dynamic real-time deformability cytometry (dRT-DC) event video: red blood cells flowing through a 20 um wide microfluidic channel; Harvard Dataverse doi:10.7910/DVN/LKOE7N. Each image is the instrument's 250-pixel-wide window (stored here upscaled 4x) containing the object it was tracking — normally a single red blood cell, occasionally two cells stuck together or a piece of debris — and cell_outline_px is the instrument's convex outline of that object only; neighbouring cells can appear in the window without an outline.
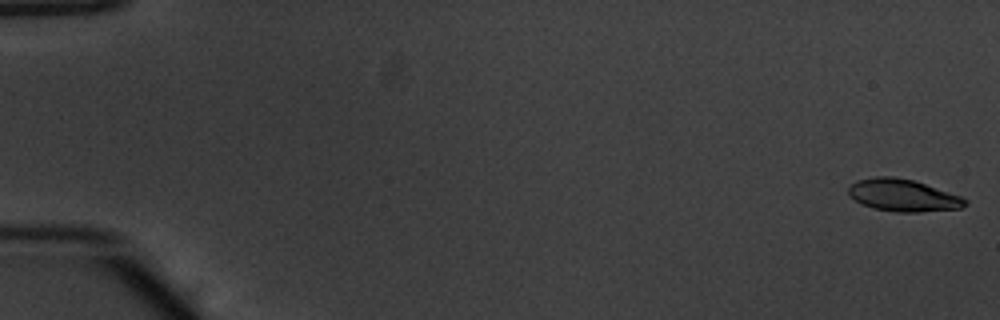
{"species": "common noctule bat (a hibernating species)", "species_latin": "Nyctalus noctula", "temperature_condition": "warm", "stored_images_in_passage": 54, "camera_frame_rate_fps": 3000, "um_per_image_px": 0.085, "animal": {"sex": "male", "body_mass_g": 20.1, "forearm_length_mm": 53.5}, "frame": {"image": 1, "passage_image": 1, "time_ms": 0.0, "image_size_px": [1000, 320], "cell_outline_px": [[968, 204], [960, 208], [920, 212], [896, 212], [872, 208], [848, 196], [848, 188], [856, 180], [876, 176], [892, 176], [912, 180], [960, 196], [968, 200]], "centroid_in_image_um": [76.73, 16.6], "position_along_channel_um": 8.3, "area_um2": 21.73}}
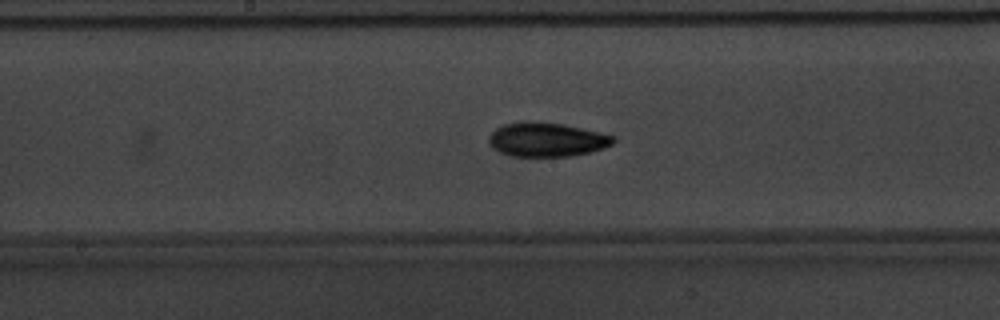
{"frame": {"image": 2, "passage_image": 29, "time_ms": 9.333, "image_size_px": [1000, 320], "cell_outline_px": [[616, 140], [612, 144], [604, 148], [588, 152], [568, 156], [512, 156], [500, 152], [492, 148], [488, 140], [488, 136], [496, 128], [504, 124], [524, 120], [532, 120], [564, 124], [616, 136]], "centroid_in_image_um": [46.45, 11.84], "position_along_channel_um": 201.8, "area_um2": 24.91}}
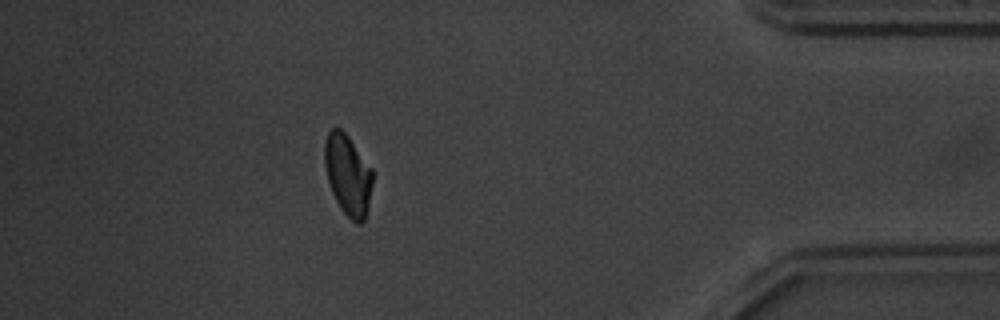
{"frame": {"image": 3, "passage_image": 48, "time_ms": 15.667, "image_size_px": [1000, 320], "cell_outline_px": [[372, 184], [368, 208], [364, 220], [360, 224], [356, 224], [340, 208], [332, 192], [328, 180], [324, 164], [324, 140], [328, 132], [332, 128], [340, 128], [348, 136], [372, 168]], "centroid_in_image_um": [29.56, 14.85], "position_along_channel_um": 405.6, "area_um2": 22.54}, "authors_computed_cell_mechanics": {"area_um2": 22.8021, "velocity_mm_per_s": 3.8471, "shape_relaxation_time_tau1_ms": 2.3614, "shape_relaxation_time_tau2_ms": 3.1087, "deformation_change_tau1": 0.1369, "deformation_change_tau2": 0.0612}}